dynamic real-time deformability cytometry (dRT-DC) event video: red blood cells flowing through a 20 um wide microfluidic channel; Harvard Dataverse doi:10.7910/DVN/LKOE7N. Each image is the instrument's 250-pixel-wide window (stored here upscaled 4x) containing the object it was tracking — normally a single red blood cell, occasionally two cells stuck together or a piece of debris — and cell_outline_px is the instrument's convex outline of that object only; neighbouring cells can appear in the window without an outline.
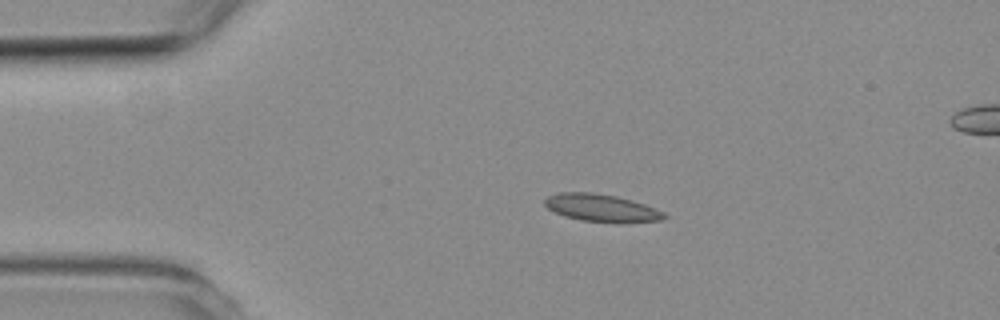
{"species": "common noctule bat (a hibernating species)", "species_latin": "Nyctalus noctula", "temperature_condition": "room temperature", "stored_images_in_passage": 4, "segment_of_instrument_passage": [1, 2], "camera_frame_rate_fps": 3000, "um_per_image_px": 0.085, "animal": {"sex": "female", "body_mass_g": 19.3, "forearm_length_mm": 54.1}, "frame": {"image": 1, "passage_image": 2, "time_ms": 1.333, "image_size_px": [1000, 320], "cell_outline_px": [[668, 216], [664, 220], [580, 220], [564, 216], [548, 208], [544, 204], [544, 200], [548, 196], [560, 192], [592, 192], [616, 196], [632, 200], [644, 204], [664, 212]], "centroid_in_image_um": [51.06, 17.62], "position_along_channel_um": 33.9, "area_um2": 18.26}}